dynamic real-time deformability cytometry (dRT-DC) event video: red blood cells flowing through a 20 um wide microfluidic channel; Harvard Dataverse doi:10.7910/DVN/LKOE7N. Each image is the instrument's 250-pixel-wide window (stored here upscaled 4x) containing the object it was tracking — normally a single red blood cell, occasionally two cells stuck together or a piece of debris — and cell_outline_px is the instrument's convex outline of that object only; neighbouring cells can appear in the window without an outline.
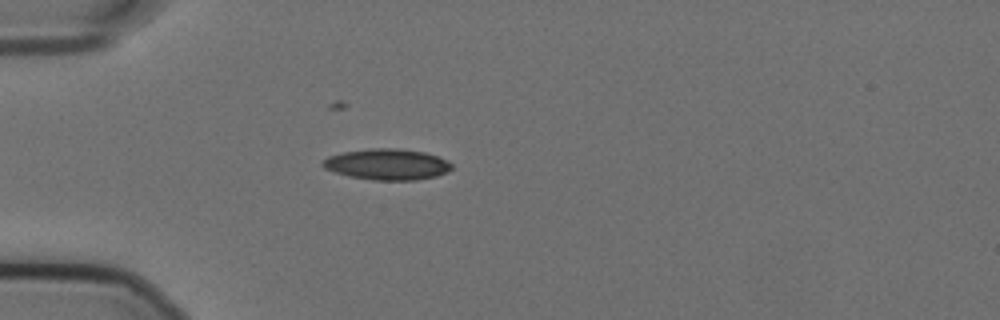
{"species": "Egyptian fruit bat (a non-hibernating species)", "species_latin": "Rousettus aegyptiacus", "temperature_condition": "cold", "stored_images_in_passage": 40, "camera_frame_rate_fps": 3000, "um_per_image_px": 0.085, "animal": {"sex": "female"}, "frame": {"image": 1, "passage_image": 10, "time_ms": 3.0, "image_size_px": [1000, 320], "cell_outline_px": [[452, 168], [448, 172], [436, 176], [416, 180], [372, 180], [348, 176], [324, 168], [320, 164], [328, 156], [344, 152], [372, 148], [396, 148], [424, 152], [448, 160], [452, 164]], "centroid_in_image_um": [32.92, 13.97], "position_along_channel_um": 52.1, "area_um2": 23.29}}
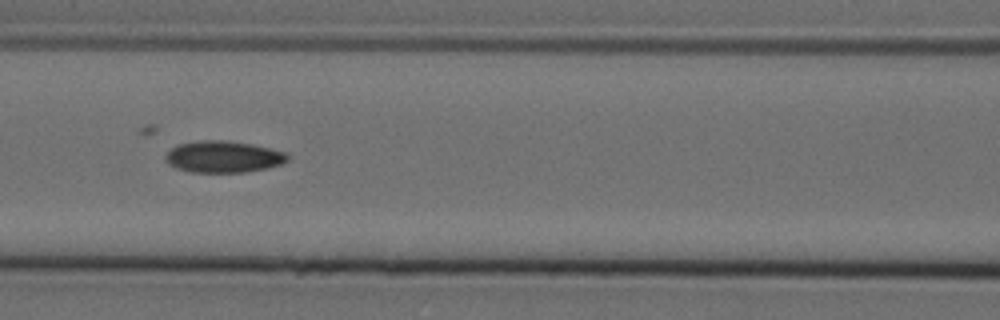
{"frame": {"image": 2, "passage_image": 19, "time_ms": 6.0, "image_size_px": [1000, 320], "cell_outline_px": [[288, 160], [280, 164], [268, 168], [244, 172], [192, 172], [176, 168], [168, 164], [164, 156], [172, 148], [180, 144], [200, 140], [224, 140], [252, 144], [288, 152]], "centroid_in_image_um": [19.0, 13.32], "position_along_channel_um": 147.6, "area_um2": 22.48}}
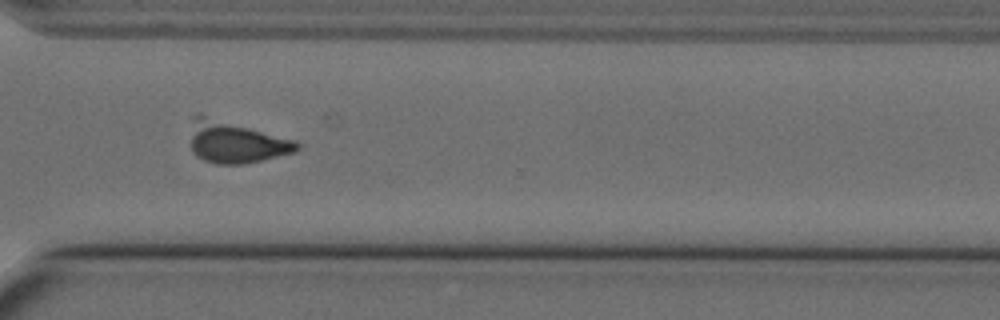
{"frame": {"image": 3, "passage_image": 36, "time_ms": 11.667, "image_size_px": [1000, 320], "cell_outline_px": [[300, 148], [296, 152], [244, 164], [216, 164], [204, 160], [196, 156], [192, 152], [192, 116], [200, 112], [296, 140], [300, 144]], "centroid_in_image_um": [20.04, 12.05], "position_along_channel_um": 350.6, "area_um2": 26.41}}